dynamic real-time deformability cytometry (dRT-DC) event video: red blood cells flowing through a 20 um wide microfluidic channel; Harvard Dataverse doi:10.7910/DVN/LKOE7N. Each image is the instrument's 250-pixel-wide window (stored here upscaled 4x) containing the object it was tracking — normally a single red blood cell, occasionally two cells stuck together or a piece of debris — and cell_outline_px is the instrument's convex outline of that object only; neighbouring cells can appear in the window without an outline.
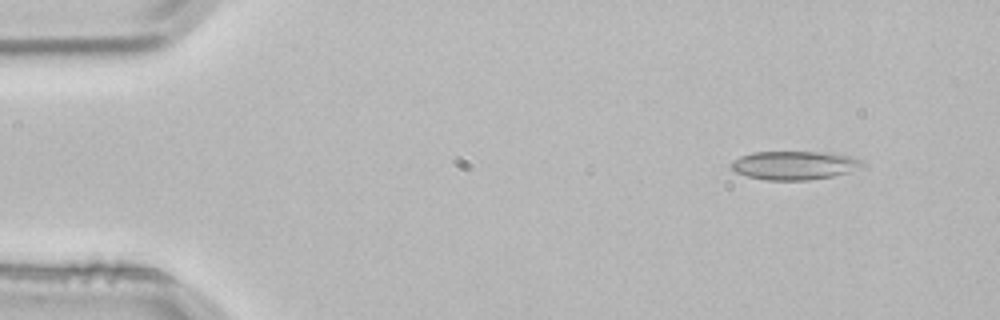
{"species": "common noctule bat (a hibernating species)", "species_latin": "Nyctalus noctula", "temperature_condition": "room temperature", "stored_images_in_passage": 3, "camera_frame_rate_fps": 3000, "um_per_image_px": 0.085, "animal": {"sex": "male", "body_mass_g": 21.5, "forearm_length_mm": 52.0}, "frame": {"image": 1, "passage_image": 1, "time_ms": 0.0, "image_size_px": [1000, 320], "cell_outline_px": [[864, 168], [832, 176], [808, 180], [764, 180], [748, 176], [736, 172], [728, 164], [732, 160], [740, 156], [752, 152], [820, 152], [848, 156], [864, 160]], "centroid_in_image_um": [67.51, 14.05], "position_along_channel_um": 17.5, "area_um2": 21.96}}
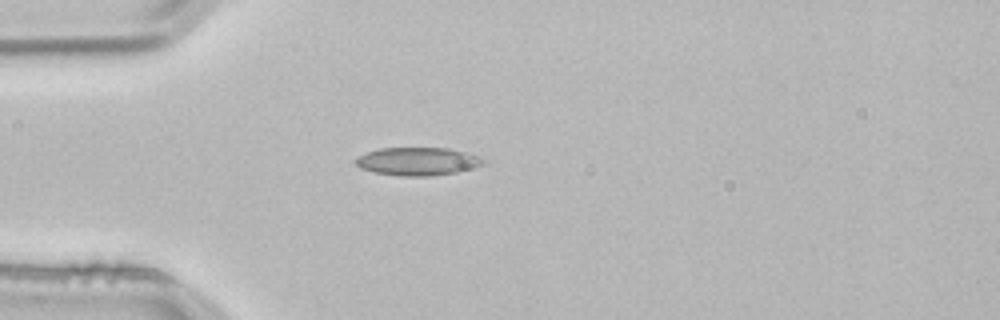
{"frame": {"image": 2, "passage_image": 3, "time_ms": 0.667, "image_size_px": [1000, 320], "cell_outline_px": [[484, 164], [460, 172], [432, 176], [400, 176], [372, 172], [360, 168], [356, 164], [356, 156], [380, 148], [448, 148], [464, 152], [476, 156], [484, 160]], "centroid_in_image_um": [35.47, 13.73], "position_along_channel_um": 49.5, "area_um2": 20.87}}